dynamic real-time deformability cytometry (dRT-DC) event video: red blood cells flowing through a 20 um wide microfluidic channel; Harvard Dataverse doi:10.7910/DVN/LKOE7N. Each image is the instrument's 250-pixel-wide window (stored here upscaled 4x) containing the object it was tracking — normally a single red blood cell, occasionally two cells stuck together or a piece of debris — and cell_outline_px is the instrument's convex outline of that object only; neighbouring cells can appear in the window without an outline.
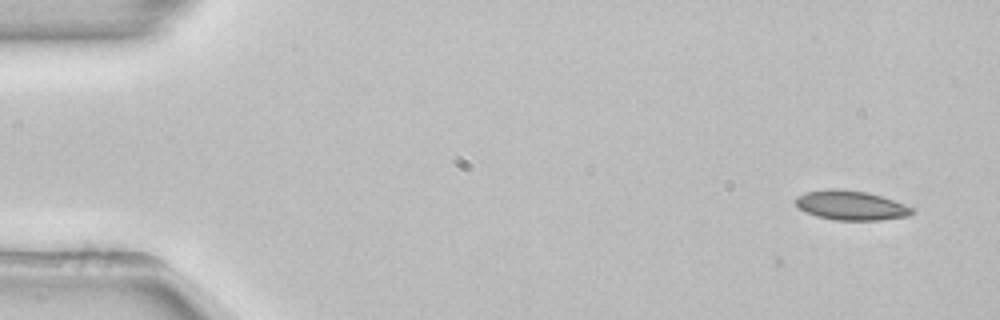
{"species": "common noctule bat (a hibernating species)", "species_latin": "Nyctalus noctula", "temperature_condition": "room temperature", "stored_images_in_passage": 8, "camera_frame_rate_fps": 3000, "um_per_image_px": 0.085, "animal": {"sex": "female", "body_mass_g": 22.7, "forearm_length_mm": 54.2}, "frame": {"image": 1, "passage_image": 8, "time_ms": 2.333, "image_size_px": [1000, 320], "cell_outline_px": [[916, 212], [908, 216], [880, 220], [836, 220], [816, 216], [804, 212], [796, 204], [796, 196], [808, 192], [828, 188], [836, 188], [868, 192], [916, 208]], "centroid_in_image_um": [72.35, 17.46], "position_along_channel_um": 12.6, "area_um2": 20.06}}